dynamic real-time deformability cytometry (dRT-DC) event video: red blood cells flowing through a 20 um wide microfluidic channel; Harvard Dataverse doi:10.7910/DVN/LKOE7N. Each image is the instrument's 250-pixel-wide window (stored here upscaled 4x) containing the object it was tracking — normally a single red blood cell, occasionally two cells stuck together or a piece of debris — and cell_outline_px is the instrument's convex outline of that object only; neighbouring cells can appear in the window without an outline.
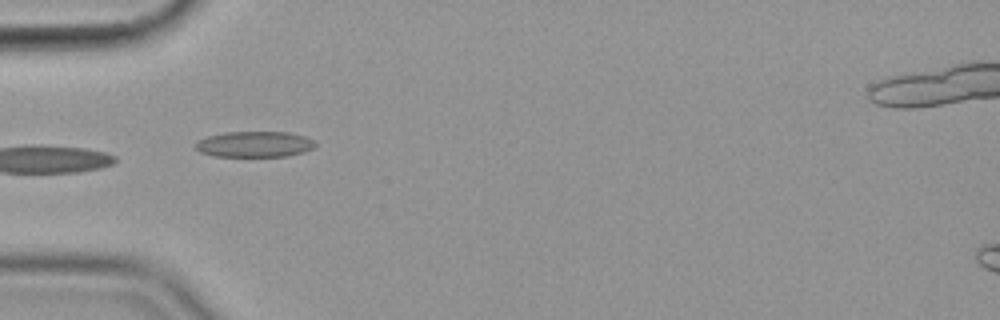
{"species": "common noctule bat (a hibernating species)", "species_latin": "Nyctalus noctula", "temperature_condition": "cold", "stored_images_in_passage": 26, "camera_frame_rate_fps": 3000, "um_per_image_px": 0.085, "animal": {"sex": "female", "body_mass_g": 19.9}, "frame": {"image": 1, "passage_image": 1, "time_ms": 0.0, "image_size_px": [1000, 320], "cell_outline_px": [[316, 144], [312, 148], [288, 156], [212, 156], [200, 152], [196, 148], [196, 144], [200, 140], [208, 136], [224, 132], [288, 132], [304, 136], [312, 140]], "centroid_in_image_um": [21.61, 12.26], "position_along_channel_um": 63.4, "area_um2": 17.74}}